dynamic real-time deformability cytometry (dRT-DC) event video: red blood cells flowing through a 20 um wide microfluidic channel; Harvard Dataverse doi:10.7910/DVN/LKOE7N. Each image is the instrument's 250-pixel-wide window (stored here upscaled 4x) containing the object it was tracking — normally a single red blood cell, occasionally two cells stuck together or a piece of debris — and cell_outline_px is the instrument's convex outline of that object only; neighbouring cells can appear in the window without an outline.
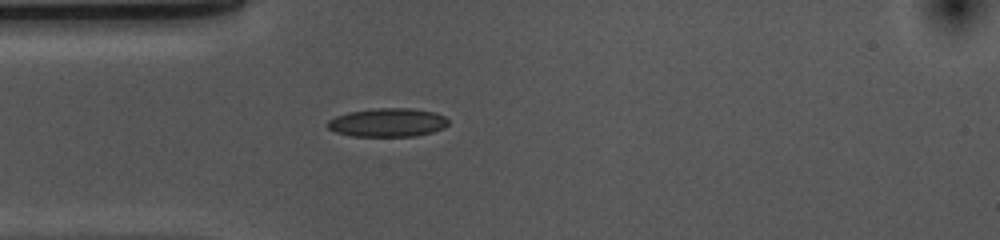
{"species": "common noctule bat (a hibernating species)", "species_latin": "Nyctalus noctula", "temperature_condition": "cold", "stored_images_in_passage": 21, "camera_frame_rate_fps": 3000, "um_per_image_px": 0.085, "animal": {"sex": "female", "body_mass_g": 10.0, "forearm_length_mm": 53.1}, "frame": {"image": 1, "passage_image": 1, "time_ms": 0.0, "image_size_px": [1000, 240], "cell_outline_px": [[448, 124], [444, 128], [432, 132], [416, 136], [352, 136], [336, 132], [328, 128], [324, 124], [328, 120], [336, 116], [348, 112], [376, 108], [412, 108], [432, 112], [444, 116], [448, 120]], "centroid_in_image_um": [32.92, 10.41], "position_along_channel_um": 52.1, "area_um2": 20.17}}
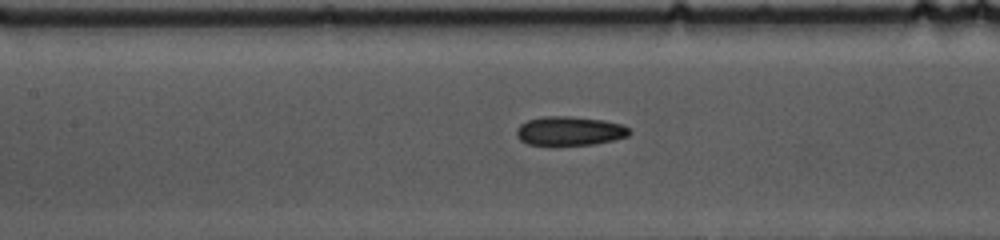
{"frame": {"image": 2, "passage_image": 10, "time_ms": 3.0, "image_size_px": [1000, 240], "cell_outline_px": [[632, 132], [628, 136], [596, 144], [528, 144], [520, 140], [516, 136], [516, 128], [520, 124], [528, 120], [544, 116], [568, 116], [604, 120], [620, 124], [628, 128]], "centroid_in_image_um": [48.41, 11.12], "position_along_channel_um": 159.0, "area_um2": 18.9}}
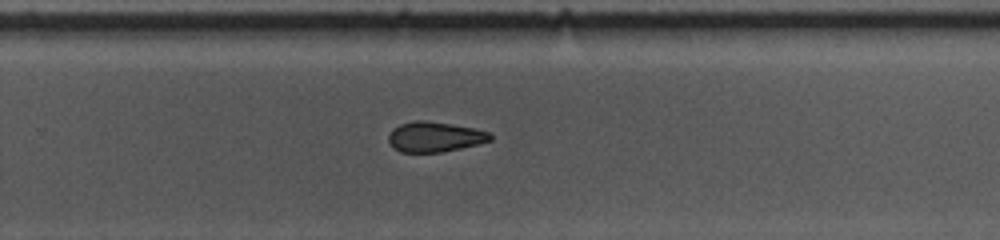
{"frame": {"image": 3, "passage_image": 21, "time_ms": 6.667, "image_size_px": [1000, 240], "cell_outline_px": [[492, 140], [460, 148], [440, 152], [400, 152], [392, 148], [388, 140], [388, 136], [392, 128], [400, 124], [416, 120], [424, 120], [452, 124], [476, 128], [488, 132], [492, 136]], "centroid_in_image_um": [36.92, 11.62], "position_along_channel_um": 292.9, "area_um2": 17.92}}